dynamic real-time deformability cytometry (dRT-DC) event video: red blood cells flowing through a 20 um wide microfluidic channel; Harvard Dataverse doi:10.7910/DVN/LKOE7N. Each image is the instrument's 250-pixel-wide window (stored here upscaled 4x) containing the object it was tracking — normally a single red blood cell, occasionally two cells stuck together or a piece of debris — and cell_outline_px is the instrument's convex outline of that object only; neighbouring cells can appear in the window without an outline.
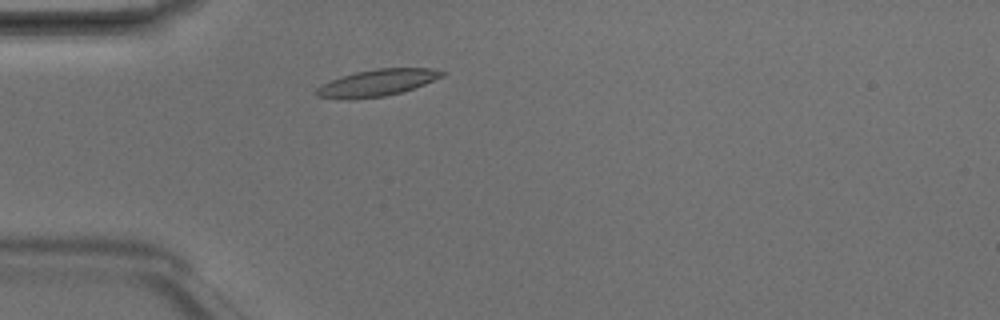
{"species": "Egyptian fruit bat (a non-hibernating species)", "species_latin": "Rousettus aegyptiacus", "temperature_condition": "room temperature", "stored_images_in_passage": 2, "camera_frame_rate_fps": 3000, "um_per_image_px": 0.085, "animal": {"sex": "male"}, "frame": {"image": 1, "passage_image": 2, "time_ms": 0.333, "image_size_px": [1000, 320], "cell_outline_px": [[448, 72], [444, 76], [424, 84], [400, 92], [384, 96], [352, 100], [344, 100], [316, 96], [316, 88], [340, 76], [356, 72], [376, 68], [432, 68]], "centroid_in_image_um": [32.06, 7.04], "position_along_channel_um": 52.9, "area_um2": 19.59}}